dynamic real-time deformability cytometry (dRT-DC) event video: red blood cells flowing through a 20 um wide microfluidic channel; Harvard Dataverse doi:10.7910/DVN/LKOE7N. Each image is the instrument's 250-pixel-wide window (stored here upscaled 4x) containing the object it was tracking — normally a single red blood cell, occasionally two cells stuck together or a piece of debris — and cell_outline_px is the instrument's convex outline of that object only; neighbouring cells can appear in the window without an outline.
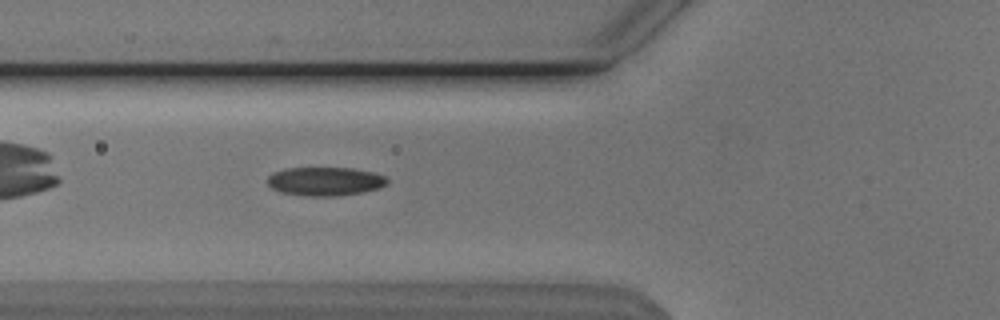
{"species": "Egyptian fruit bat (a non-hibernating species)", "species_latin": "Rousettus aegyptiacus", "temperature_condition": "cold", "stored_images_in_passage": 36, "camera_frame_rate_fps": 3000, "um_per_image_px": 0.085, "animal": {"sex": "male"}, "frame": {"image": 1, "passage_image": 6, "time_ms": 1.667, "image_size_px": [1000, 320], "cell_outline_px": [[388, 184], [380, 188], [364, 192], [336, 196], [308, 196], [280, 192], [272, 188], [268, 184], [268, 176], [272, 172], [284, 168], [352, 168], [372, 172], [384, 176], [388, 180]], "centroid_in_image_um": [27.63, 15.41], "position_along_channel_um": 98.2, "area_um2": 20.11}}
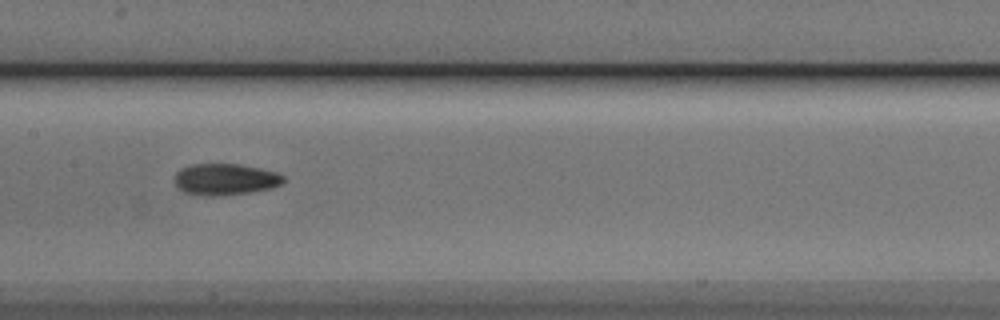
{"frame": {"image": 2, "passage_image": 13, "time_ms": 4.0, "image_size_px": [1000, 320], "cell_outline_px": [[284, 180], [280, 184], [272, 188], [248, 192], [220, 196], [204, 196], [184, 192], [176, 184], [176, 172], [180, 168], [192, 164], [240, 164], [260, 168], [276, 172], [284, 176]], "centroid_in_image_um": [19.14, 15.24], "position_along_channel_um": 188.3, "area_um2": 19.88}}
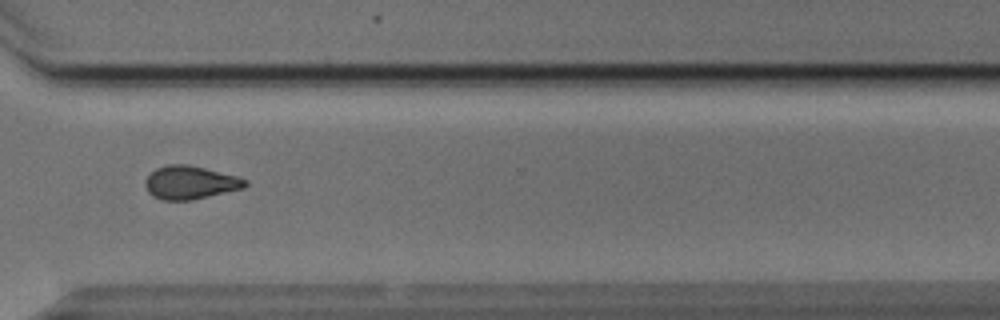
{"frame": {"image": 3, "passage_image": 26, "time_ms": 8.333, "image_size_px": [1000, 320], "cell_outline_px": [[248, 184], [244, 188], [192, 200], [164, 200], [152, 196], [148, 192], [144, 184], [144, 180], [156, 168], [168, 164], [188, 164], [236, 176], [248, 180]], "centroid_in_image_um": [16.15, 15.52], "position_along_channel_um": 354.4, "area_um2": 19.36}, "authors_computed_cell_mechanics": {"area_um2": 19.5075, "velocity_mm_per_s": 3.8396, "shape_relaxation_time_tau1_ms": 3.3465, "shape_relaxation_time_tau2_ms": 3.2865, "deformation_change_tau1": 0.0977, "deformation_change_tau2": 0.0886}}